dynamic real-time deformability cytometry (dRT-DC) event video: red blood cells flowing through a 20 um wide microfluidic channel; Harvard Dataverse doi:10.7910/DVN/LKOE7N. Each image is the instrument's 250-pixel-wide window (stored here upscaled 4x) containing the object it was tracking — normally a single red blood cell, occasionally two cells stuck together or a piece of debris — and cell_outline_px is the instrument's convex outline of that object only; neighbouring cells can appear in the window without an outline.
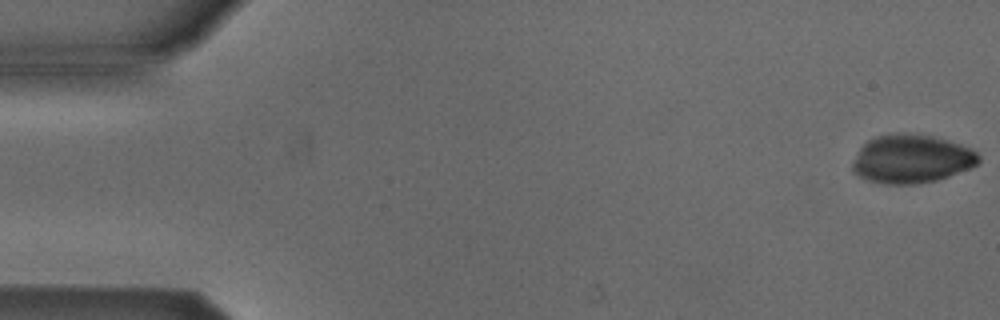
{"species": "Egyptian fruit bat (a non-hibernating species)", "species_latin": "Rousettus aegyptiacus", "temperature_condition": "cold", "stored_images_in_passage": 18, "camera_frame_rate_fps": 3000, "um_per_image_px": 0.085, "animal": {"sex": "male"}, "frame": {"image": 1, "passage_image": 1, "time_ms": 0.0, "image_size_px": [1000, 320], "cell_outline_px": [[980, 160], [976, 164], [968, 168], [948, 176], [936, 180], [916, 184], [884, 184], [868, 180], [852, 172], [852, 164], [860, 148], [868, 140], [876, 136], [896, 132], [900, 132], [932, 136], [948, 140], [960, 144], [976, 152], [980, 156]], "centroid_in_image_um": [77.45, 13.5], "position_along_channel_um": 7.6, "area_um2": 35.49}}
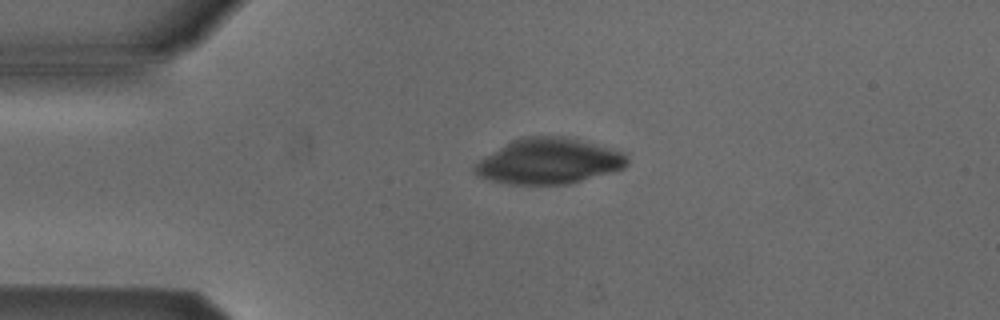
{"frame": {"image": 2, "passage_image": 12, "time_ms": 3.667, "image_size_px": [1000, 320], "cell_outline_px": [[628, 164], [624, 168], [612, 172], [568, 184], [508, 184], [476, 176], [472, 172], [472, 168], [476, 160], [512, 140], [524, 136], [564, 136], [580, 140], [624, 152], [628, 156]], "centroid_in_image_um": [46.6, 13.7], "position_along_channel_um": 38.4, "area_um2": 40.69}}